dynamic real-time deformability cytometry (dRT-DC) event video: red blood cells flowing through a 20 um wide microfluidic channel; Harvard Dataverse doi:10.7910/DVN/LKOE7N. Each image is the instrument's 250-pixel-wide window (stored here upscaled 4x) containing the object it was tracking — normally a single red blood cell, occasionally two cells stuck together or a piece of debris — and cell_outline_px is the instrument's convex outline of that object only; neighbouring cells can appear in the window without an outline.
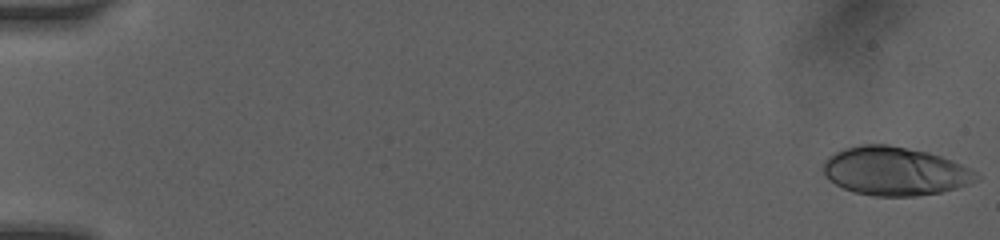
{"species": "human", "species_latin": "Homo sapiens", "temperature_condition": "room temperature", "stored_images_in_passage": 22, "camera_frame_rate_fps": 3000, "um_per_image_px": 0.085, "donor": {"sex": "female"}, "frame": {"image": 1, "passage_image": 1, "time_ms": 0.0, "image_size_px": [1000, 240], "cell_outline_px": [[980, 180], [956, 188], [940, 192], [916, 196], [872, 196], [852, 192], [836, 184], [824, 172], [824, 160], [828, 156], [844, 148], [864, 144], [888, 144], [928, 152], [952, 160], [976, 172], [980, 176]], "centroid_in_image_um": [76.08, 14.55], "position_along_channel_um": 8.9, "area_um2": 43.18}}
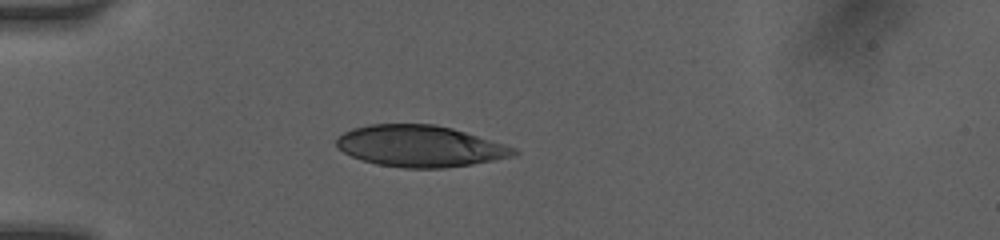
{"frame": {"image": 2, "passage_image": 19, "time_ms": 4.667, "image_size_px": [1000, 240], "cell_outline_px": [[520, 152], [516, 156], [472, 164], [444, 168], [404, 168], [376, 164], [352, 156], [344, 152], [336, 144], [336, 140], [344, 132], [352, 128], [372, 124], [436, 124], [452, 128], [516, 148]], "centroid_in_image_um": [35.73, 12.42], "position_along_channel_um": 49.3, "area_um2": 42.6}}